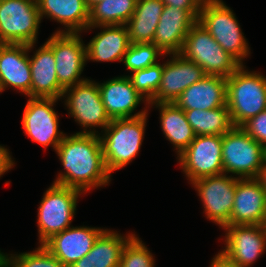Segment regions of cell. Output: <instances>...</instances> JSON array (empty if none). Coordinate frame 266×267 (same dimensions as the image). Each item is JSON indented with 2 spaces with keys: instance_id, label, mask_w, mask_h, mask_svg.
Here are the masks:
<instances>
[{
  "instance_id": "25",
  "label": "cell",
  "mask_w": 266,
  "mask_h": 267,
  "mask_svg": "<svg viewBox=\"0 0 266 267\" xmlns=\"http://www.w3.org/2000/svg\"><path fill=\"white\" fill-rule=\"evenodd\" d=\"M134 235L123 237L105 229L95 240L89 253L70 267H119L123 247Z\"/></svg>"
},
{
  "instance_id": "13",
  "label": "cell",
  "mask_w": 266,
  "mask_h": 267,
  "mask_svg": "<svg viewBox=\"0 0 266 267\" xmlns=\"http://www.w3.org/2000/svg\"><path fill=\"white\" fill-rule=\"evenodd\" d=\"M56 98L29 97L25 106L22 127L25 134L33 142L47 148L52 145L57 149L65 137L63 132H58V115L53 109Z\"/></svg>"
},
{
  "instance_id": "22",
  "label": "cell",
  "mask_w": 266,
  "mask_h": 267,
  "mask_svg": "<svg viewBox=\"0 0 266 267\" xmlns=\"http://www.w3.org/2000/svg\"><path fill=\"white\" fill-rule=\"evenodd\" d=\"M31 70L30 97L56 98L63 96L64 88L59 84L55 70L53 50L44 43L29 57Z\"/></svg>"
},
{
  "instance_id": "9",
  "label": "cell",
  "mask_w": 266,
  "mask_h": 267,
  "mask_svg": "<svg viewBox=\"0 0 266 267\" xmlns=\"http://www.w3.org/2000/svg\"><path fill=\"white\" fill-rule=\"evenodd\" d=\"M62 97L67 98L65 105L68 107V113L84 127V131L77 133L97 134L90 128L101 127L105 130L112 121L102 102L98 83L90 79L65 88ZM88 127L90 130L86 129Z\"/></svg>"
},
{
  "instance_id": "31",
  "label": "cell",
  "mask_w": 266,
  "mask_h": 267,
  "mask_svg": "<svg viewBox=\"0 0 266 267\" xmlns=\"http://www.w3.org/2000/svg\"><path fill=\"white\" fill-rule=\"evenodd\" d=\"M159 55L166 54L153 43H130L123 62L130 72H134L157 64Z\"/></svg>"
},
{
  "instance_id": "28",
  "label": "cell",
  "mask_w": 266,
  "mask_h": 267,
  "mask_svg": "<svg viewBox=\"0 0 266 267\" xmlns=\"http://www.w3.org/2000/svg\"><path fill=\"white\" fill-rule=\"evenodd\" d=\"M196 136L224 135L234 125L227 104L210 110H184Z\"/></svg>"
},
{
  "instance_id": "23",
  "label": "cell",
  "mask_w": 266,
  "mask_h": 267,
  "mask_svg": "<svg viewBox=\"0 0 266 267\" xmlns=\"http://www.w3.org/2000/svg\"><path fill=\"white\" fill-rule=\"evenodd\" d=\"M104 28L86 45V58L98 62H122L130 45L126 25L98 26Z\"/></svg>"
},
{
  "instance_id": "6",
  "label": "cell",
  "mask_w": 266,
  "mask_h": 267,
  "mask_svg": "<svg viewBox=\"0 0 266 267\" xmlns=\"http://www.w3.org/2000/svg\"><path fill=\"white\" fill-rule=\"evenodd\" d=\"M197 21L227 53L243 65V59L250 54L249 47L230 7L223 1L203 3Z\"/></svg>"
},
{
  "instance_id": "10",
  "label": "cell",
  "mask_w": 266,
  "mask_h": 267,
  "mask_svg": "<svg viewBox=\"0 0 266 267\" xmlns=\"http://www.w3.org/2000/svg\"><path fill=\"white\" fill-rule=\"evenodd\" d=\"M222 139L223 135L195 136L178 156L190 183L203 177L223 174Z\"/></svg>"
},
{
  "instance_id": "20",
  "label": "cell",
  "mask_w": 266,
  "mask_h": 267,
  "mask_svg": "<svg viewBox=\"0 0 266 267\" xmlns=\"http://www.w3.org/2000/svg\"><path fill=\"white\" fill-rule=\"evenodd\" d=\"M98 86L102 102L111 119L133 118L147 114L148 110L146 109L132 114L141 101H145L146 105L148 102L135 89L127 75L115 77L101 84L98 83Z\"/></svg>"
},
{
  "instance_id": "34",
  "label": "cell",
  "mask_w": 266,
  "mask_h": 267,
  "mask_svg": "<svg viewBox=\"0 0 266 267\" xmlns=\"http://www.w3.org/2000/svg\"><path fill=\"white\" fill-rule=\"evenodd\" d=\"M241 127L266 150V110L250 118Z\"/></svg>"
},
{
  "instance_id": "7",
  "label": "cell",
  "mask_w": 266,
  "mask_h": 267,
  "mask_svg": "<svg viewBox=\"0 0 266 267\" xmlns=\"http://www.w3.org/2000/svg\"><path fill=\"white\" fill-rule=\"evenodd\" d=\"M81 191L53 183L38 207L39 243L43 245L55 234L70 227Z\"/></svg>"
},
{
  "instance_id": "37",
  "label": "cell",
  "mask_w": 266,
  "mask_h": 267,
  "mask_svg": "<svg viewBox=\"0 0 266 267\" xmlns=\"http://www.w3.org/2000/svg\"><path fill=\"white\" fill-rule=\"evenodd\" d=\"M210 267H237V266L228 262L222 255L218 253L213 258Z\"/></svg>"
},
{
  "instance_id": "1",
  "label": "cell",
  "mask_w": 266,
  "mask_h": 267,
  "mask_svg": "<svg viewBox=\"0 0 266 267\" xmlns=\"http://www.w3.org/2000/svg\"><path fill=\"white\" fill-rule=\"evenodd\" d=\"M55 151L65 172L60 173L54 183L83 193L109 183L111 175L105 167L101 139L98 134L65 135Z\"/></svg>"
},
{
  "instance_id": "32",
  "label": "cell",
  "mask_w": 266,
  "mask_h": 267,
  "mask_svg": "<svg viewBox=\"0 0 266 267\" xmlns=\"http://www.w3.org/2000/svg\"><path fill=\"white\" fill-rule=\"evenodd\" d=\"M163 65L157 63L150 67L132 72L128 76L135 89L149 102L159 89Z\"/></svg>"
},
{
  "instance_id": "19",
  "label": "cell",
  "mask_w": 266,
  "mask_h": 267,
  "mask_svg": "<svg viewBox=\"0 0 266 267\" xmlns=\"http://www.w3.org/2000/svg\"><path fill=\"white\" fill-rule=\"evenodd\" d=\"M33 44L0 43V92L11 86L30 97L31 70L28 51Z\"/></svg>"
},
{
  "instance_id": "33",
  "label": "cell",
  "mask_w": 266,
  "mask_h": 267,
  "mask_svg": "<svg viewBox=\"0 0 266 267\" xmlns=\"http://www.w3.org/2000/svg\"><path fill=\"white\" fill-rule=\"evenodd\" d=\"M154 261L142 240L134 235L123 247L119 267H154Z\"/></svg>"
},
{
  "instance_id": "38",
  "label": "cell",
  "mask_w": 266,
  "mask_h": 267,
  "mask_svg": "<svg viewBox=\"0 0 266 267\" xmlns=\"http://www.w3.org/2000/svg\"><path fill=\"white\" fill-rule=\"evenodd\" d=\"M257 179L260 181L261 186L266 191V158H265V160L263 162V165H262V167L260 169V173H259Z\"/></svg>"
},
{
  "instance_id": "5",
  "label": "cell",
  "mask_w": 266,
  "mask_h": 267,
  "mask_svg": "<svg viewBox=\"0 0 266 267\" xmlns=\"http://www.w3.org/2000/svg\"><path fill=\"white\" fill-rule=\"evenodd\" d=\"M265 158L266 150L242 127H233L223 135V173L236 174L239 179L257 178Z\"/></svg>"
},
{
  "instance_id": "8",
  "label": "cell",
  "mask_w": 266,
  "mask_h": 267,
  "mask_svg": "<svg viewBox=\"0 0 266 267\" xmlns=\"http://www.w3.org/2000/svg\"><path fill=\"white\" fill-rule=\"evenodd\" d=\"M40 23L36 0H0V43L35 44Z\"/></svg>"
},
{
  "instance_id": "2",
  "label": "cell",
  "mask_w": 266,
  "mask_h": 267,
  "mask_svg": "<svg viewBox=\"0 0 266 267\" xmlns=\"http://www.w3.org/2000/svg\"><path fill=\"white\" fill-rule=\"evenodd\" d=\"M226 104L234 127L266 110V76L241 65L226 78Z\"/></svg>"
},
{
  "instance_id": "18",
  "label": "cell",
  "mask_w": 266,
  "mask_h": 267,
  "mask_svg": "<svg viewBox=\"0 0 266 267\" xmlns=\"http://www.w3.org/2000/svg\"><path fill=\"white\" fill-rule=\"evenodd\" d=\"M105 229L93 227H69L48 239L43 246L65 267L89 253L98 236Z\"/></svg>"
},
{
  "instance_id": "14",
  "label": "cell",
  "mask_w": 266,
  "mask_h": 267,
  "mask_svg": "<svg viewBox=\"0 0 266 267\" xmlns=\"http://www.w3.org/2000/svg\"><path fill=\"white\" fill-rule=\"evenodd\" d=\"M226 247L219 254L237 267H250L266 249V225H225Z\"/></svg>"
},
{
  "instance_id": "21",
  "label": "cell",
  "mask_w": 266,
  "mask_h": 267,
  "mask_svg": "<svg viewBox=\"0 0 266 267\" xmlns=\"http://www.w3.org/2000/svg\"><path fill=\"white\" fill-rule=\"evenodd\" d=\"M183 110H210L226 105V78L205 75L186 88L174 102Z\"/></svg>"
},
{
  "instance_id": "36",
  "label": "cell",
  "mask_w": 266,
  "mask_h": 267,
  "mask_svg": "<svg viewBox=\"0 0 266 267\" xmlns=\"http://www.w3.org/2000/svg\"><path fill=\"white\" fill-rule=\"evenodd\" d=\"M9 154L8 149L0 145V177L14 165Z\"/></svg>"
},
{
  "instance_id": "4",
  "label": "cell",
  "mask_w": 266,
  "mask_h": 267,
  "mask_svg": "<svg viewBox=\"0 0 266 267\" xmlns=\"http://www.w3.org/2000/svg\"><path fill=\"white\" fill-rule=\"evenodd\" d=\"M180 54L203 68L206 75L228 78L241 66L198 21L185 37Z\"/></svg>"
},
{
  "instance_id": "30",
  "label": "cell",
  "mask_w": 266,
  "mask_h": 267,
  "mask_svg": "<svg viewBox=\"0 0 266 267\" xmlns=\"http://www.w3.org/2000/svg\"><path fill=\"white\" fill-rule=\"evenodd\" d=\"M15 255L8 257L0 251V267H65L43 245L33 252Z\"/></svg>"
},
{
  "instance_id": "39",
  "label": "cell",
  "mask_w": 266,
  "mask_h": 267,
  "mask_svg": "<svg viewBox=\"0 0 266 267\" xmlns=\"http://www.w3.org/2000/svg\"><path fill=\"white\" fill-rule=\"evenodd\" d=\"M86 1V4L88 5L89 9L94 5V4H97L103 0H85Z\"/></svg>"
},
{
  "instance_id": "29",
  "label": "cell",
  "mask_w": 266,
  "mask_h": 267,
  "mask_svg": "<svg viewBox=\"0 0 266 267\" xmlns=\"http://www.w3.org/2000/svg\"><path fill=\"white\" fill-rule=\"evenodd\" d=\"M137 0H103L89 9L88 29L125 25L136 9Z\"/></svg>"
},
{
  "instance_id": "26",
  "label": "cell",
  "mask_w": 266,
  "mask_h": 267,
  "mask_svg": "<svg viewBox=\"0 0 266 267\" xmlns=\"http://www.w3.org/2000/svg\"><path fill=\"white\" fill-rule=\"evenodd\" d=\"M164 6L162 0H137L136 9L125 24L130 43H153Z\"/></svg>"
},
{
  "instance_id": "12",
  "label": "cell",
  "mask_w": 266,
  "mask_h": 267,
  "mask_svg": "<svg viewBox=\"0 0 266 267\" xmlns=\"http://www.w3.org/2000/svg\"><path fill=\"white\" fill-rule=\"evenodd\" d=\"M237 177L223 173L193 181L203 202L208 219L223 228L230 220L236 191Z\"/></svg>"
},
{
  "instance_id": "11",
  "label": "cell",
  "mask_w": 266,
  "mask_h": 267,
  "mask_svg": "<svg viewBox=\"0 0 266 267\" xmlns=\"http://www.w3.org/2000/svg\"><path fill=\"white\" fill-rule=\"evenodd\" d=\"M45 43L53 50L56 75L64 89L87 80L79 78L87 58L78 33H54Z\"/></svg>"
},
{
  "instance_id": "24",
  "label": "cell",
  "mask_w": 266,
  "mask_h": 267,
  "mask_svg": "<svg viewBox=\"0 0 266 267\" xmlns=\"http://www.w3.org/2000/svg\"><path fill=\"white\" fill-rule=\"evenodd\" d=\"M40 18L48 16L63 24L66 29L55 33H79L86 30L89 7L85 0H36Z\"/></svg>"
},
{
  "instance_id": "17",
  "label": "cell",
  "mask_w": 266,
  "mask_h": 267,
  "mask_svg": "<svg viewBox=\"0 0 266 267\" xmlns=\"http://www.w3.org/2000/svg\"><path fill=\"white\" fill-rule=\"evenodd\" d=\"M266 225V191L257 178L237 179L233 209L226 225Z\"/></svg>"
},
{
  "instance_id": "35",
  "label": "cell",
  "mask_w": 266,
  "mask_h": 267,
  "mask_svg": "<svg viewBox=\"0 0 266 267\" xmlns=\"http://www.w3.org/2000/svg\"><path fill=\"white\" fill-rule=\"evenodd\" d=\"M165 5L175 6L182 9H200L199 0H162Z\"/></svg>"
},
{
  "instance_id": "27",
  "label": "cell",
  "mask_w": 266,
  "mask_h": 267,
  "mask_svg": "<svg viewBox=\"0 0 266 267\" xmlns=\"http://www.w3.org/2000/svg\"><path fill=\"white\" fill-rule=\"evenodd\" d=\"M160 110L162 131L167 139L175 146L178 156L190 145L195 133L187 121L185 112L175 103H148Z\"/></svg>"
},
{
  "instance_id": "15",
  "label": "cell",
  "mask_w": 266,
  "mask_h": 267,
  "mask_svg": "<svg viewBox=\"0 0 266 267\" xmlns=\"http://www.w3.org/2000/svg\"><path fill=\"white\" fill-rule=\"evenodd\" d=\"M200 9H182L165 5L153 40L164 54L180 53L185 37L197 22Z\"/></svg>"
},
{
  "instance_id": "40",
  "label": "cell",
  "mask_w": 266,
  "mask_h": 267,
  "mask_svg": "<svg viewBox=\"0 0 266 267\" xmlns=\"http://www.w3.org/2000/svg\"><path fill=\"white\" fill-rule=\"evenodd\" d=\"M199 2L203 4V3L222 2V0H199Z\"/></svg>"
},
{
  "instance_id": "16",
  "label": "cell",
  "mask_w": 266,
  "mask_h": 267,
  "mask_svg": "<svg viewBox=\"0 0 266 267\" xmlns=\"http://www.w3.org/2000/svg\"><path fill=\"white\" fill-rule=\"evenodd\" d=\"M167 55L173 57L163 64L159 89L148 103H174L186 88L206 75L203 68L180 53Z\"/></svg>"
},
{
  "instance_id": "3",
  "label": "cell",
  "mask_w": 266,
  "mask_h": 267,
  "mask_svg": "<svg viewBox=\"0 0 266 267\" xmlns=\"http://www.w3.org/2000/svg\"><path fill=\"white\" fill-rule=\"evenodd\" d=\"M147 114L112 119L100 136L105 167L109 174L122 169L138 154L144 138Z\"/></svg>"
}]
</instances>
